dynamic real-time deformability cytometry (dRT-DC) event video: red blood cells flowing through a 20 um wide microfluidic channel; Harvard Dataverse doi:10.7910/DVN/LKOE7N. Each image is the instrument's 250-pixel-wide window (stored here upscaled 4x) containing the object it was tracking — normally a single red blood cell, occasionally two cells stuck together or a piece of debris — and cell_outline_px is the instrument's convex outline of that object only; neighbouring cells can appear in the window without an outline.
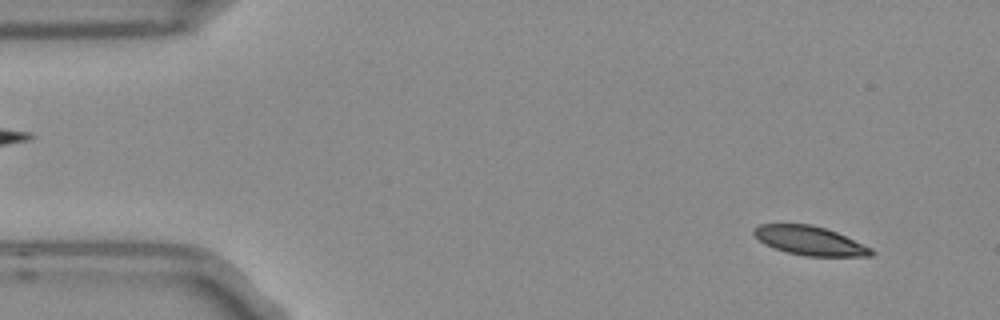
{"species": "Egyptian fruit bat (a non-hibernating species)", "species_latin": "Rousettus aegyptiacus", "temperature_condition": "room temperature", "stored_images_in_passage": 5, "segment_of_instrument_passage": [2, 2], "camera_frame_rate_fps": 3000, "um_per_image_px": 0.085, "frame": {"image": 1, "passage_image": 5, "time_ms": 1.333, "image_size_px": [1000, 320], "cell_outline_px": [[876, 252], [872, 256], [808, 256], [788, 252], [764, 244], [752, 232], [752, 228], [760, 224], [812, 224], [836, 232], [872, 248]], "centroid_in_image_um": [68.84, 20.45], "position_along_channel_um": 16.2, "area_um2": 19.65}}